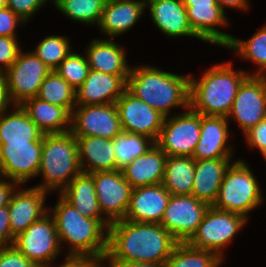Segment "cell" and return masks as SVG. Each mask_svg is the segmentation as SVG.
I'll return each mask as SVG.
<instances>
[{"mask_svg": "<svg viewBox=\"0 0 266 267\" xmlns=\"http://www.w3.org/2000/svg\"><path fill=\"white\" fill-rule=\"evenodd\" d=\"M179 242L161 224L118 220L108 228L106 260L165 264Z\"/></svg>", "mask_w": 266, "mask_h": 267, "instance_id": "1", "label": "cell"}, {"mask_svg": "<svg viewBox=\"0 0 266 267\" xmlns=\"http://www.w3.org/2000/svg\"><path fill=\"white\" fill-rule=\"evenodd\" d=\"M126 89L165 117L173 107L189 108L188 75L165 72L153 66L133 67Z\"/></svg>", "mask_w": 266, "mask_h": 267, "instance_id": "2", "label": "cell"}, {"mask_svg": "<svg viewBox=\"0 0 266 267\" xmlns=\"http://www.w3.org/2000/svg\"><path fill=\"white\" fill-rule=\"evenodd\" d=\"M231 64H217L197 80L190 77L189 106L194 111L205 116L229 115L238 88L249 75L234 70Z\"/></svg>", "mask_w": 266, "mask_h": 267, "instance_id": "3", "label": "cell"}, {"mask_svg": "<svg viewBox=\"0 0 266 267\" xmlns=\"http://www.w3.org/2000/svg\"><path fill=\"white\" fill-rule=\"evenodd\" d=\"M49 210L55 221L60 244L71 246L66 256L104 257L107 252L108 229L97 219L83 216L61 195Z\"/></svg>", "mask_w": 266, "mask_h": 267, "instance_id": "4", "label": "cell"}, {"mask_svg": "<svg viewBox=\"0 0 266 267\" xmlns=\"http://www.w3.org/2000/svg\"><path fill=\"white\" fill-rule=\"evenodd\" d=\"M78 142L70 132L43 135L41 165L38 175L43 184L37 185L45 192L58 189L61 193L70 181L81 173Z\"/></svg>", "mask_w": 266, "mask_h": 267, "instance_id": "5", "label": "cell"}, {"mask_svg": "<svg viewBox=\"0 0 266 267\" xmlns=\"http://www.w3.org/2000/svg\"><path fill=\"white\" fill-rule=\"evenodd\" d=\"M233 163V164H232ZM227 168L213 207L243 215L263 202L258 182L244 160H237Z\"/></svg>", "mask_w": 266, "mask_h": 267, "instance_id": "6", "label": "cell"}, {"mask_svg": "<svg viewBox=\"0 0 266 267\" xmlns=\"http://www.w3.org/2000/svg\"><path fill=\"white\" fill-rule=\"evenodd\" d=\"M245 223L247 218L243 215L210 206L196 232L186 243L196 249L214 252L223 259L224 247L234 239Z\"/></svg>", "mask_w": 266, "mask_h": 267, "instance_id": "7", "label": "cell"}, {"mask_svg": "<svg viewBox=\"0 0 266 267\" xmlns=\"http://www.w3.org/2000/svg\"><path fill=\"white\" fill-rule=\"evenodd\" d=\"M49 212L15 237L13 244L38 267H50L62 251L55 221Z\"/></svg>", "mask_w": 266, "mask_h": 267, "instance_id": "8", "label": "cell"}, {"mask_svg": "<svg viewBox=\"0 0 266 267\" xmlns=\"http://www.w3.org/2000/svg\"><path fill=\"white\" fill-rule=\"evenodd\" d=\"M200 127L201 114L189 106L184 113L165 117L155 144L167 156L192 157L200 139Z\"/></svg>", "mask_w": 266, "mask_h": 267, "instance_id": "9", "label": "cell"}, {"mask_svg": "<svg viewBox=\"0 0 266 267\" xmlns=\"http://www.w3.org/2000/svg\"><path fill=\"white\" fill-rule=\"evenodd\" d=\"M50 72V68L33 51H20L14 63L4 72L12 104L21 105L25 100L36 97Z\"/></svg>", "mask_w": 266, "mask_h": 267, "instance_id": "10", "label": "cell"}, {"mask_svg": "<svg viewBox=\"0 0 266 267\" xmlns=\"http://www.w3.org/2000/svg\"><path fill=\"white\" fill-rule=\"evenodd\" d=\"M210 205L192 195H171L161 225L179 243H186L196 232Z\"/></svg>", "mask_w": 266, "mask_h": 267, "instance_id": "11", "label": "cell"}, {"mask_svg": "<svg viewBox=\"0 0 266 267\" xmlns=\"http://www.w3.org/2000/svg\"><path fill=\"white\" fill-rule=\"evenodd\" d=\"M70 132L75 137L114 139L123 132L115 103L77 105L71 113Z\"/></svg>", "mask_w": 266, "mask_h": 267, "instance_id": "12", "label": "cell"}, {"mask_svg": "<svg viewBox=\"0 0 266 267\" xmlns=\"http://www.w3.org/2000/svg\"><path fill=\"white\" fill-rule=\"evenodd\" d=\"M245 134L266 118V76L248 75L240 84L227 118Z\"/></svg>", "mask_w": 266, "mask_h": 267, "instance_id": "13", "label": "cell"}, {"mask_svg": "<svg viewBox=\"0 0 266 267\" xmlns=\"http://www.w3.org/2000/svg\"><path fill=\"white\" fill-rule=\"evenodd\" d=\"M193 32L205 42L226 46L233 36L216 26H227L228 19L217 0H182ZM215 27V28H214Z\"/></svg>", "mask_w": 266, "mask_h": 267, "instance_id": "14", "label": "cell"}, {"mask_svg": "<svg viewBox=\"0 0 266 267\" xmlns=\"http://www.w3.org/2000/svg\"><path fill=\"white\" fill-rule=\"evenodd\" d=\"M102 214L112 223L125 218L133 187L121 170L91 173Z\"/></svg>", "mask_w": 266, "mask_h": 267, "instance_id": "15", "label": "cell"}, {"mask_svg": "<svg viewBox=\"0 0 266 267\" xmlns=\"http://www.w3.org/2000/svg\"><path fill=\"white\" fill-rule=\"evenodd\" d=\"M123 131L157 140L165 116L127 89L115 103Z\"/></svg>", "mask_w": 266, "mask_h": 267, "instance_id": "16", "label": "cell"}, {"mask_svg": "<svg viewBox=\"0 0 266 267\" xmlns=\"http://www.w3.org/2000/svg\"><path fill=\"white\" fill-rule=\"evenodd\" d=\"M43 143L0 144V178L24 184L38 176Z\"/></svg>", "mask_w": 266, "mask_h": 267, "instance_id": "17", "label": "cell"}, {"mask_svg": "<svg viewBox=\"0 0 266 267\" xmlns=\"http://www.w3.org/2000/svg\"><path fill=\"white\" fill-rule=\"evenodd\" d=\"M129 75H111L90 69L76 90V105L116 103L127 87Z\"/></svg>", "mask_w": 266, "mask_h": 267, "instance_id": "18", "label": "cell"}, {"mask_svg": "<svg viewBox=\"0 0 266 267\" xmlns=\"http://www.w3.org/2000/svg\"><path fill=\"white\" fill-rule=\"evenodd\" d=\"M170 197L162 183L134 188L124 219L160 224Z\"/></svg>", "mask_w": 266, "mask_h": 267, "instance_id": "19", "label": "cell"}, {"mask_svg": "<svg viewBox=\"0 0 266 267\" xmlns=\"http://www.w3.org/2000/svg\"><path fill=\"white\" fill-rule=\"evenodd\" d=\"M229 132L227 117L201 115V135L193 159H231L234 153L230 148L232 146H226Z\"/></svg>", "mask_w": 266, "mask_h": 267, "instance_id": "20", "label": "cell"}, {"mask_svg": "<svg viewBox=\"0 0 266 267\" xmlns=\"http://www.w3.org/2000/svg\"><path fill=\"white\" fill-rule=\"evenodd\" d=\"M47 194L34 186L26 190H15L8 205L10 228L14 237L49 211L44 205Z\"/></svg>", "mask_w": 266, "mask_h": 267, "instance_id": "21", "label": "cell"}, {"mask_svg": "<svg viewBox=\"0 0 266 267\" xmlns=\"http://www.w3.org/2000/svg\"><path fill=\"white\" fill-rule=\"evenodd\" d=\"M153 23L169 37L191 36L200 39L192 30L182 0H145Z\"/></svg>", "mask_w": 266, "mask_h": 267, "instance_id": "22", "label": "cell"}, {"mask_svg": "<svg viewBox=\"0 0 266 267\" xmlns=\"http://www.w3.org/2000/svg\"><path fill=\"white\" fill-rule=\"evenodd\" d=\"M145 8V0H106L98 27L113 39L130 30Z\"/></svg>", "mask_w": 266, "mask_h": 267, "instance_id": "23", "label": "cell"}, {"mask_svg": "<svg viewBox=\"0 0 266 267\" xmlns=\"http://www.w3.org/2000/svg\"><path fill=\"white\" fill-rule=\"evenodd\" d=\"M167 155L154 144L152 148L121 169L124 178L134 188L161 184L165 175Z\"/></svg>", "mask_w": 266, "mask_h": 267, "instance_id": "24", "label": "cell"}, {"mask_svg": "<svg viewBox=\"0 0 266 267\" xmlns=\"http://www.w3.org/2000/svg\"><path fill=\"white\" fill-rule=\"evenodd\" d=\"M60 195L83 216L99 220L107 229L111 222L104 217L99 206L93 176L81 172L75 176Z\"/></svg>", "mask_w": 266, "mask_h": 267, "instance_id": "25", "label": "cell"}, {"mask_svg": "<svg viewBox=\"0 0 266 267\" xmlns=\"http://www.w3.org/2000/svg\"><path fill=\"white\" fill-rule=\"evenodd\" d=\"M75 138L78 142L79 164L83 173L116 170L113 139L94 136Z\"/></svg>", "mask_w": 266, "mask_h": 267, "instance_id": "26", "label": "cell"}, {"mask_svg": "<svg viewBox=\"0 0 266 267\" xmlns=\"http://www.w3.org/2000/svg\"><path fill=\"white\" fill-rule=\"evenodd\" d=\"M86 49L90 69L111 75H130L131 66L126 59V50L116 42L94 39Z\"/></svg>", "mask_w": 266, "mask_h": 267, "instance_id": "27", "label": "cell"}, {"mask_svg": "<svg viewBox=\"0 0 266 267\" xmlns=\"http://www.w3.org/2000/svg\"><path fill=\"white\" fill-rule=\"evenodd\" d=\"M230 162L231 159L197 160L191 195L212 206Z\"/></svg>", "mask_w": 266, "mask_h": 267, "instance_id": "28", "label": "cell"}, {"mask_svg": "<svg viewBox=\"0 0 266 267\" xmlns=\"http://www.w3.org/2000/svg\"><path fill=\"white\" fill-rule=\"evenodd\" d=\"M20 106L44 134L70 131L71 113L66 108L53 105L37 97L25 100Z\"/></svg>", "mask_w": 266, "mask_h": 267, "instance_id": "29", "label": "cell"}, {"mask_svg": "<svg viewBox=\"0 0 266 267\" xmlns=\"http://www.w3.org/2000/svg\"><path fill=\"white\" fill-rule=\"evenodd\" d=\"M0 115V144L43 143L44 133L31 121L20 105Z\"/></svg>", "mask_w": 266, "mask_h": 267, "instance_id": "30", "label": "cell"}, {"mask_svg": "<svg viewBox=\"0 0 266 267\" xmlns=\"http://www.w3.org/2000/svg\"><path fill=\"white\" fill-rule=\"evenodd\" d=\"M196 161L188 156H168L163 186L171 195H191Z\"/></svg>", "mask_w": 266, "mask_h": 267, "instance_id": "31", "label": "cell"}, {"mask_svg": "<svg viewBox=\"0 0 266 267\" xmlns=\"http://www.w3.org/2000/svg\"><path fill=\"white\" fill-rule=\"evenodd\" d=\"M36 97L53 105L66 108L70 113L76 106V90L55 70L45 77Z\"/></svg>", "mask_w": 266, "mask_h": 267, "instance_id": "32", "label": "cell"}, {"mask_svg": "<svg viewBox=\"0 0 266 267\" xmlns=\"http://www.w3.org/2000/svg\"><path fill=\"white\" fill-rule=\"evenodd\" d=\"M155 142L147 136L123 131L113 139L116 170L123 169L137 157L148 152Z\"/></svg>", "mask_w": 266, "mask_h": 267, "instance_id": "33", "label": "cell"}, {"mask_svg": "<svg viewBox=\"0 0 266 267\" xmlns=\"http://www.w3.org/2000/svg\"><path fill=\"white\" fill-rule=\"evenodd\" d=\"M216 253L196 249L187 243H178L165 262V267H219L222 263Z\"/></svg>", "mask_w": 266, "mask_h": 267, "instance_id": "34", "label": "cell"}, {"mask_svg": "<svg viewBox=\"0 0 266 267\" xmlns=\"http://www.w3.org/2000/svg\"><path fill=\"white\" fill-rule=\"evenodd\" d=\"M226 47L236 51L241 58L259 65L256 73L251 75L266 76V26L258 30L247 41L232 37L231 42Z\"/></svg>", "mask_w": 266, "mask_h": 267, "instance_id": "35", "label": "cell"}, {"mask_svg": "<svg viewBox=\"0 0 266 267\" xmlns=\"http://www.w3.org/2000/svg\"><path fill=\"white\" fill-rule=\"evenodd\" d=\"M54 6L72 20L99 25L106 0H53Z\"/></svg>", "mask_w": 266, "mask_h": 267, "instance_id": "36", "label": "cell"}, {"mask_svg": "<svg viewBox=\"0 0 266 267\" xmlns=\"http://www.w3.org/2000/svg\"><path fill=\"white\" fill-rule=\"evenodd\" d=\"M69 39L65 36H46L36 46L33 53L54 71L60 63L72 52Z\"/></svg>", "mask_w": 266, "mask_h": 267, "instance_id": "37", "label": "cell"}, {"mask_svg": "<svg viewBox=\"0 0 266 267\" xmlns=\"http://www.w3.org/2000/svg\"><path fill=\"white\" fill-rule=\"evenodd\" d=\"M89 70L87 57L71 52L55 69V72L77 90L86 80Z\"/></svg>", "mask_w": 266, "mask_h": 267, "instance_id": "38", "label": "cell"}, {"mask_svg": "<svg viewBox=\"0 0 266 267\" xmlns=\"http://www.w3.org/2000/svg\"><path fill=\"white\" fill-rule=\"evenodd\" d=\"M17 37L0 36V73H4L17 59L19 48Z\"/></svg>", "mask_w": 266, "mask_h": 267, "instance_id": "39", "label": "cell"}, {"mask_svg": "<svg viewBox=\"0 0 266 267\" xmlns=\"http://www.w3.org/2000/svg\"><path fill=\"white\" fill-rule=\"evenodd\" d=\"M0 267H38L14 245L0 247Z\"/></svg>", "mask_w": 266, "mask_h": 267, "instance_id": "40", "label": "cell"}, {"mask_svg": "<svg viewBox=\"0 0 266 267\" xmlns=\"http://www.w3.org/2000/svg\"><path fill=\"white\" fill-rule=\"evenodd\" d=\"M48 0H6L10 8L26 23Z\"/></svg>", "mask_w": 266, "mask_h": 267, "instance_id": "41", "label": "cell"}, {"mask_svg": "<svg viewBox=\"0 0 266 267\" xmlns=\"http://www.w3.org/2000/svg\"><path fill=\"white\" fill-rule=\"evenodd\" d=\"M251 148H257L266 160V118L244 134Z\"/></svg>", "mask_w": 266, "mask_h": 267, "instance_id": "42", "label": "cell"}, {"mask_svg": "<svg viewBox=\"0 0 266 267\" xmlns=\"http://www.w3.org/2000/svg\"><path fill=\"white\" fill-rule=\"evenodd\" d=\"M26 23L10 8L6 7L0 10V36L17 37L15 29L17 25Z\"/></svg>", "mask_w": 266, "mask_h": 267, "instance_id": "43", "label": "cell"}, {"mask_svg": "<svg viewBox=\"0 0 266 267\" xmlns=\"http://www.w3.org/2000/svg\"><path fill=\"white\" fill-rule=\"evenodd\" d=\"M105 260V256H67L65 262L59 267H105L103 264ZM108 264V267H111L109 261Z\"/></svg>", "mask_w": 266, "mask_h": 267, "instance_id": "44", "label": "cell"}, {"mask_svg": "<svg viewBox=\"0 0 266 267\" xmlns=\"http://www.w3.org/2000/svg\"><path fill=\"white\" fill-rule=\"evenodd\" d=\"M15 237L11 233L8 206L0 208V247L14 244Z\"/></svg>", "mask_w": 266, "mask_h": 267, "instance_id": "45", "label": "cell"}, {"mask_svg": "<svg viewBox=\"0 0 266 267\" xmlns=\"http://www.w3.org/2000/svg\"><path fill=\"white\" fill-rule=\"evenodd\" d=\"M0 179V208L8 206L11 200L13 193L15 192L17 186L20 184L16 181ZM15 188V189H14Z\"/></svg>", "mask_w": 266, "mask_h": 267, "instance_id": "46", "label": "cell"}, {"mask_svg": "<svg viewBox=\"0 0 266 267\" xmlns=\"http://www.w3.org/2000/svg\"><path fill=\"white\" fill-rule=\"evenodd\" d=\"M11 103L5 74L0 73V115L8 110L7 108Z\"/></svg>", "mask_w": 266, "mask_h": 267, "instance_id": "47", "label": "cell"}, {"mask_svg": "<svg viewBox=\"0 0 266 267\" xmlns=\"http://www.w3.org/2000/svg\"><path fill=\"white\" fill-rule=\"evenodd\" d=\"M217 3L219 6L222 8V10L225 12V7L226 8H236V9H241V10H247L249 9V2L248 0H217Z\"/></svg>", "mask_w": 266, "mask_h": 267, "instance_id": "48", "label": "cell"}, {"mask_svg": "<svg viewBox=\"0 0 266 267\" xmlns=\"http://www.w3.org/2000/svg\"><path fill=\"white\" fill-rule=\"evenodd\" d=\"M111 267H165L164 264L145 262H110Z\"/></svg>", "mask_w": 266, "mask_h": 267, "instance_id": "49", "label": "cell"}]
</instances>
